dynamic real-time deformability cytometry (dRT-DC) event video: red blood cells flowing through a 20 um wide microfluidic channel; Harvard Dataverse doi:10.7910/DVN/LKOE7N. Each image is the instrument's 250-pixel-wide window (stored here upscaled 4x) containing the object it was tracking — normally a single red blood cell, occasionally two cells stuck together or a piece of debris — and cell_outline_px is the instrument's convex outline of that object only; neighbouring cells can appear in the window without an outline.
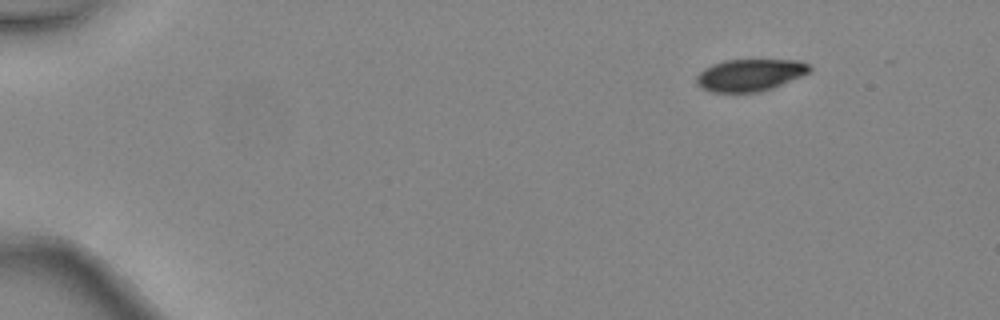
{"species": "common noctule bat (a hibernating species)", "species_latin": "Nyctalus noctula", "temperature_condition": "warm", "stored_images_in_passage": 2, "camera_frame_rate_fps": 3000, "um_per_image_px": 0.085, "animal": {"sex": "female", "body_mass_g": 24.6, "forearm_length_mm": 56.2}, "frame": {"image": 1, "passage_image": 2, "time_ms": 0.333, "image_size_px": [1000, 320], "cell_outline_px": [[812, 68], [808, 72], [800, 76], [772, 88], [760, 92], [712, 92], [700, 88], [696, 84], [696, 76], [704, 68], [712, 64], [724, 60], [800, 60], [808, 64]], "centroid_in_image_um": [63.7, 6.38], "position_along_channel_um": 21.3, "area_um2": 21.1}}